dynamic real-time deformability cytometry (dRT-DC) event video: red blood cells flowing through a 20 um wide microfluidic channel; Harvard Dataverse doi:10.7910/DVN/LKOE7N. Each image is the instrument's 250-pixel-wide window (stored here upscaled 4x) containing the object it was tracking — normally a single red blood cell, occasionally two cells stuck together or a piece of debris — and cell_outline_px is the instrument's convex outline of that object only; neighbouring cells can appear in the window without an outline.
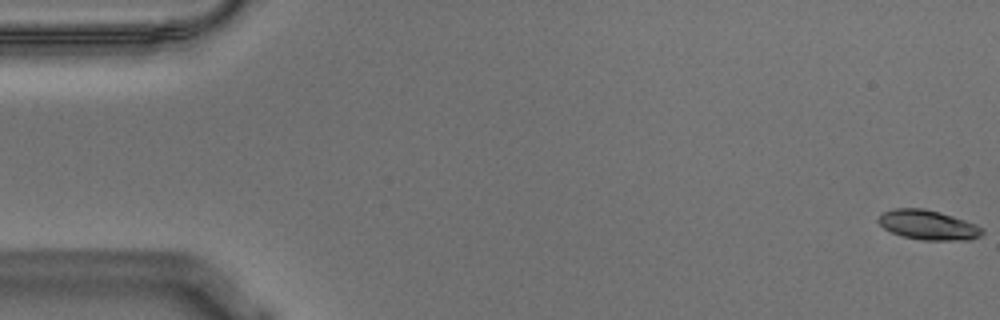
{"species": "Egyptian fruit bat (a non-hibernating species)", "species_latin": "Rousettus aegyptiacus", "temperature_condition": "warm", "stored_images_in_passage": 58, "camera_frame_rate_fps": 3000, "um_per_image_px": 0.085, "animal": {"sex": "male"}, "frame": {"image": 1, "passage_image": 1, "time_ms": 0.0, "image_size_px": [1000, 320], "cell_outline_px": [[984, 232], [980, 236], [968, 240], [924, 240], [904, 236], [892, 232], [884, 228], [876, 220], [884, 212], [896, 208], [924, 208], [940, 212], [976, 224], [984, 228]], "centroid_in_image_um": [78.92, 19.12], "position_along_channel_um": 6.1, "area_um2": 17.8}}
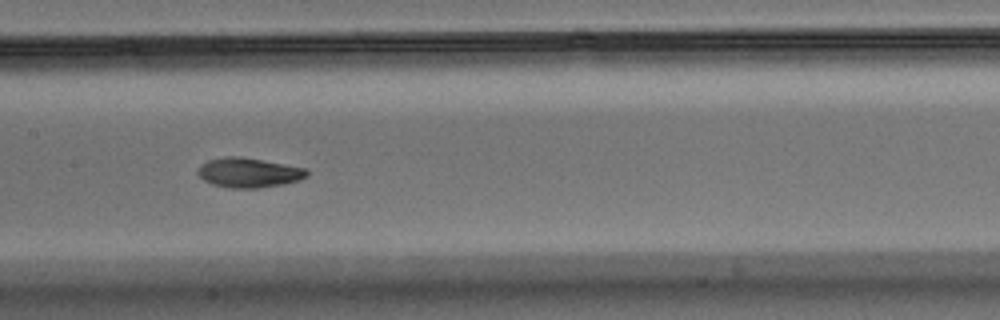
{"frame": {"image": 2, "passage_image": 28, "time_ms": 9.0, "image_size_px": [1000, 320], "cell_outline_px": [[308, 176], [300, 180], [284, 184], [256, 188], [228, 188], [212, 184], [204, 180], [196, 172], [200, 164], [208, 160], [224, 156], [240, 156], [308, 168]], "centroid_in_image_um": [21.15, 14.67], "position_along_channel_um": 186.3, "area_um2": 19.07}}
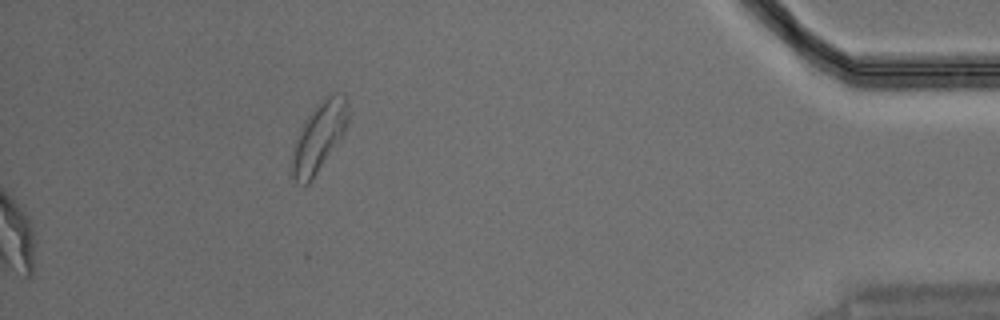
{"frame": {"image": 3, "passage_image": 58, "time_ms": 19.0, "image_size_px": [1000, 320], "cell_outline_px": [[348, 120], [344, 132], [308, 184], [304, 184], [296, 180], [288, 172], [292, 152], [300, 128], [304, 120], [316, 104], [328, 92], [336, 92], [344, 96], [348, 100]], "centroid_in_image_um": [27.08, 11.57], "position_along_channel_um": 408.1, "area_um2": 22.6}, "authors_computed_cell_mechanics": {"area_um2": 18.6116, "velocity_mm_per_s": 3.5679, "shape_relaxation_time_tau1_ms": 4.7067, "shape_relaxation_time_tau2_ms": 2.181, "deformation_change_tau1": 0.1667, "deformation_change_tau2": 0.0724}}